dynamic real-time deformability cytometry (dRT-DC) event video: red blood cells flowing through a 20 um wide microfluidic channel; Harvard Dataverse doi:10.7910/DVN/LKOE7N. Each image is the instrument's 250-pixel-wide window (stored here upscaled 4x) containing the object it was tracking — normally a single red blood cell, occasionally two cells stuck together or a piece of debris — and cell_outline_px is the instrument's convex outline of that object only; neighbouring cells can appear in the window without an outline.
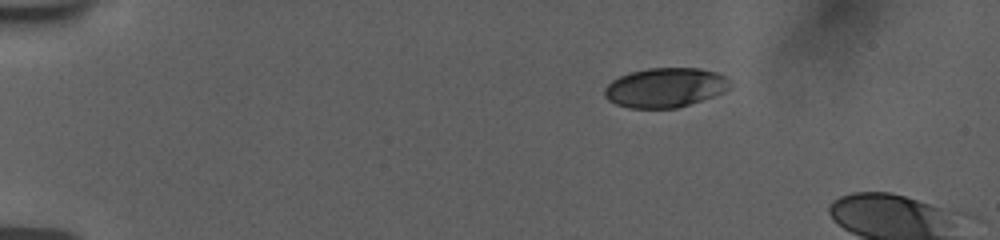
{"species": "human", "species_latin": "Homo sapiens", "temperature_condition": "room temperature", "stored_images_in_passage": 6, "camera_frame_rate_fps": 3000, "um_per_image_px": 0.085, "donor": {"sex": "female"}, "frame": {"image": 1, "passage_image": 1, "time_ms": 0.0, "image_size_px": [1000, 240], "cell_outline_px": [[732, 88], [724, 92], [676, 108], [628, 108], [616, 104], [608, 100], [604, 96], [604, 88], [612, 80], [620, 76], [632, 72], [648, 68], [700, 68], [716, 72], [728, 76], [732, 84]], "centroid_in_image_um": [56.57, 7.44], "position_along_channel_um": 28.4, "area_um2": 29.02}}